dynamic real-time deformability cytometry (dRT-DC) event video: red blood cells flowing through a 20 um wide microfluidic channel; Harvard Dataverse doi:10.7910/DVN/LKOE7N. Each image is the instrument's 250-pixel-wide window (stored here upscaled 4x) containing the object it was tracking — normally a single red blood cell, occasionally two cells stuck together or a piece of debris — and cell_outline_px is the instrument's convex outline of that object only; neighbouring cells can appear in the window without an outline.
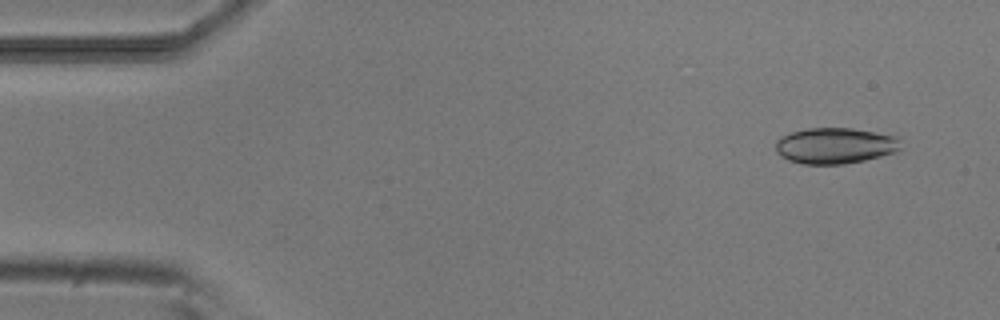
{"species": "common noctule bat (a hibernating species)", "species_latin": "Nyctalus noctula", "temperature_condition": "room temperature", "stored_images_in_passage": 11, "camera_frame_rate_fps": 3000, "um_per_image_px": 0.085, "animal": {"sex": "male", "body_mass_g": 20.5, "forearm_length_mm": 52.5}, "frame": {"image": 1, "passage_image": 4, "time_ms": 1.0, "image_size_px": [1000, 320], "cell_outline_px": [[900, 148], [896, 152], [864, 160], [844, 164], [804, 164], [788, 160], [780, 156], [776, 152], [776, 140], [780, 136], [792, 132], [808, 128], [852, 128], [900, 136]], "centroid_in_image_um": [70.99, 12.38], "position_along_channel_um": 14.0, "area_um2": 26.41}}